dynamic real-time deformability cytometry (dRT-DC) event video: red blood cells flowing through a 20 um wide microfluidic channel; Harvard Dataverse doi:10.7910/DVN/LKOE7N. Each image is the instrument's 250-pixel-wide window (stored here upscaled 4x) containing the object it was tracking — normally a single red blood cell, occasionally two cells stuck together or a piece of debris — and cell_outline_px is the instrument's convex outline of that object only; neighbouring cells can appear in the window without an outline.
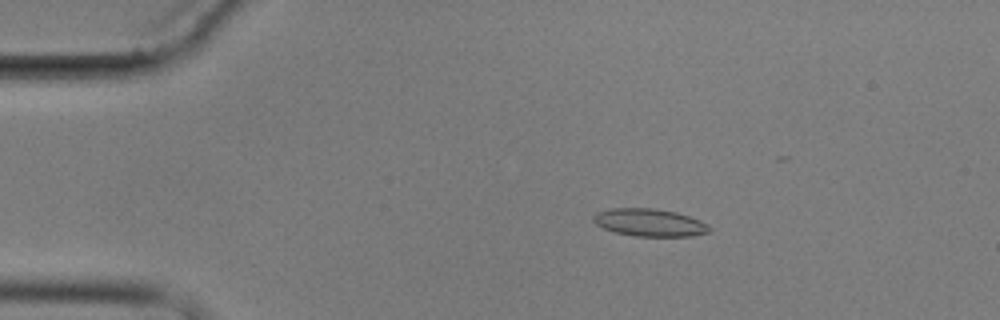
{"species": "common noctule bat (a hibernating species)", "species_latin": "Nyctalus noctula", "temperature_condition": "cold", "stored_images_in_passage": 3, "camera_frame_rate_fps": 3000, "um_per_image_px": 0.085, "animal": {"sex": "male", "body_mass_g": 17.9}, "frame": {"image": 1, "passage_image": 2, "time_ms": 1.667, "image_size_px": [1000, 320], "cell_outline_px": [[712, 228], [708, 232], [692, 236], [636, 236], [616, 232], [604, 228], [596, 224], [592, 220], [592, 216], [596, 212], [608, 208], [656, 208], [676, 212], [700, 220], [708, 224]], "centroid_in_image_um": [55.2, 18.9], "position_along_channel_um": 29.8, "area_um2": 18.73}}